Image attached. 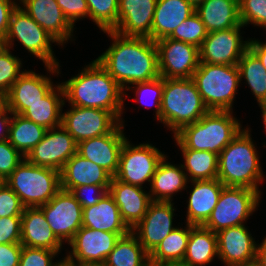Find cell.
I'll return each mask as SVG.
<instances>
[{
    "label": "cell",
    "instance_id": "cell-1",
    "mask_svg": "<svg viewBox=\"0 0 266 266\" xmlns=\"http://www.w3.org/2000/svg\"><path fill=\"white\" fill-rule=\"evenodd\" d=\"M104 33L113 42L96 60L124 91L129 85L160 76L155 41L146 37L124 36L114 30Z\"/></svg>",
    "mask_w": 266,
    "mask_h": 266
},
{
    "label": "cell",
    "instance_id": "cell-2",
    "mask_svg": "<svg viewBox=\"0 0 266 266\" xmlns=\"http://www.w3.org/2000/svg\"><path fill=\"white\" fill-rule=\"evenodd\" d=\"M61 85L70 105L108 110L124 125L121 117L127 92L96 59Z\"/></svg>",
    "mask_w": 266,
    "mask_h": 266
},
{
    "label": "cell",
    "instance_id": "cell-3",
    "mask_svg": "<svg viewBox=\"0 0 266 266\" xmlns=\"http://www.w3.org/2000/svg\"><path fill=\"white\" fill-rule=\"evenodd\" d=\"M249 127L242 131L219 153L217 179L224 186L257 190L264 174Z\"/></svg>",
    "mask_w": 266,
    "mask_h": 266
},
{
    "label": "cell",
    "instance_id": "cell-4",
    "mask_svg": "<svg viewBox=\"0 0 266 266\" xmlns=\"http://www.w3.org/2000/svg\"><path fill=\"white\" fill-rule=\"evenodd\" d=\"M233 111H208L173 136L180 149L210 151L217 155L242 131Z\"/></svg>",
    "mask_w": 266,
    "mask_h": 266
},
{
    "label": "cell",
    "instance_id": "cell-5",
    "mask_svg": "<svg viewBox=\"0 0 266 266\" xmlns=\"http://www.w3.org/2000/svg\"><path fill=\"white\" fill-rule=\"evenodd\" d=\"M208 111L192 78H164L160 122L167 130L175 134Z\"/></svg>",
    "mask_w": 266,
    "mask_h": 266
},
{
    "label": "cell",
    "instance_id": "cell-6",
    "mask_svg": "<svg viewBox=\"0 0 266 266\" xmlns=\"http://www.w3.org/2000/svg\"><path fill=\"white\" fill-rule=\"evenodd\" d=\"M192 79L209 111H233L241 83L237 65L199 63Z\"/></svg>",
    "mask_w": 266,
    "mask_h": 266
},
{
    "label": "cell",
    "instance_id": "cell-7",
    "mask_svg": "<svg viewBox=\"0 0 266 266\" xmlns=\"http://www.w3.org/2000/svg\"><path fill=\"white\" fill-rule=\"evenodd\" d=\"M24 207H40L61 189L60 171L33 165L26 158L4 181Z\"/></svg>",
    "mask_w": 266,
    "mask_h": 266
},
{
    "label": "cell",
    "instance_id": "cell-8",
    "mask_svg": "<svg viewBox=\"0 0 266 266\" xmlns=\"http://www.w3.org/2000/svg\"><path fill=\"white\" fill-rule=\"evenodd\" d=\"M15 39L23 45L28 53L43 61L46 71H49L48 73L56 76L61 73V66L55 57L52 43L61 45L36 23L20 5H17L12 11L6 33V42L10 50L13 48Z\"/></svg>",
    "mask_w": 266,
    "mask_h": 266
},
{
    "label": "cell",
    "instance_id": "cell-9",
    "mask_svg": "<svg viewBox=\"0 0 266 266\" xmlns=\"http://www.w3.org/2000/svg\"><path fill=\"white\" fill-rule=\"evenodd\" d=\"M260 198L257 190L224 186L217 205L203 226L217 233L225 228L246 224V220L259 207Z\"/></svg>",
    "mask_w": 266,
    "mask_h": 266
},
{
    "label": "cell",
    "instance_id": "cell-10",
    "mask_svg": "<svg viewBox=\"0 0 266 266\" xmlns=\"http://www.w3.org/2000/svg\"><path fill=\"white\" fill-rule=\"evenodd\" d=\"M127 139L121 149L119 166L115 179L119 181L143 187L145 182L151 184L153 175L166 156L153 144H131Z\"/></svg>",
    "mask_w": 266,
    "mask_h": 266
},
{
    "label": "cell",
    "instance_id": "cell-11",
    "mask_svg": "<svg viewBox=\"0 0 266 266\" xmlns=\"http://www.w3.org/2000/svg\"><path fill=\"white\" fill-rule=\"evenodd\" d=\"M128 233H112L81 227L68 243L71 251L63 258L70 265H102L117 240Z\"/></svg>",
    "mask_w": 266,
    "mask_h": 266
},
{
    "label": "cell",
    "instance_id": "cell-12",
    "mask_svg": "<svg viewBox=\"0 0 266 266\" xmlns=\"http://www.w3.org/2000/svg\"><path fill=\"white\" fill-rule=\"evenodd\" d=\"M39 208L63 244L64 241L69 243L82 227L83 208L70 191L61 188L48 203Z\"/></svg>",
    "mask_w": 266,
    "mask_h": 266
},
{
    "label": "cell",
    "instance_id": "cell-13",
    "mask_svg": "<svg viewBox=\"0 0 266 266\" xmlns=\"http://www.w3.org/2000/svg\"><path fill=\"white\" fill-rule=\"evenodd\" d=\"M120 121L108 110L77 107L62 112L61 125L74 138L75 142L91 139L110 133Z\"/></svg>",
    "mask_w": 266,
    "mask_h": 266
},
{
    "label": "cell",
    "instance_id": "cell-14",
    "mask_svg": "<svg viewBox=\"0 0 266 266\" xmlns=\"http://www.w3.org/2000/svg\"><path fill=\"white\" fill-rule=\"evenodd\" d=\"M242 27L209 32L199 48V63L237 65L249 45L241 36Z\"/></svg>",
    "mask_w": 266,
    "mask_h": 266
},
{
    "label": "cell",
    "instance_id": "cell-15",
    "mask_svg": "<svg viewBox=\"0 0 266 266\" xmlns=\"http://www.w3.org/2000/svg\"><path fill=\"white\" fill-rule=\"evenodd\" d=\"M162 78H192L199 65V48L182 41L163 38L155 41Z\"/></svg>",
    "mask_w": 266,
    "mask_h": 266
},
{
    "label": "cell",
    "instance_id": "cell-16",
    "mask_svg": "<svg viewBox=\"0 0 266 266\" xmlns=\"http://www.w3.org/2000/svg\"><path fill=\"white\" fill-rule=\"evenodd\" d=\"M77 152V143L62 126L46 131L43 139L25 157L33 165L61 171Z\"/></svg>",
    "mask_w": 266,
    "mask_h": 266
},
{
    "label": "cell",
    "instance_id": "cell-17",
    "mask_svg": "<svg viewBox=\"0 0 266 266\" xmlns=\"http://www.w3.org/2000/svg\"><path fill=\"white\" fill-rule=\"evenodd\" d=\"M173 202L152 201L143 219L131 231L150 255L177 226L173 225Z\"/></svg>",
    "mask_w": 266,
    "mask_h": 266
},
{
    "label": "cell",
    "instance_id": "cell-18",
    "mask_svg": "<svg viewBox=\"0 0 266 266\" xmlns=\"http://www.w3.org/2000/svg\"><path fill=\"white\" fill-rule=\"evenodd\" d=\"M126 140L124 125L120 122L108 134L79 142L77 153L103 167L114 177L118 170L121 149Z\"/></svg>",
    "mask_w": 266,
    "mask_h": 266
},
{
    "label": "cell",
    "instance_id": "cell-19",
    "mask_svg": "<svg viewBox=\"0 0 266 266\" xmlns=\"http://www.w3.org/2000/svg\"><path fill=\"white\" fill-rule=\"evenodd\" d=\"M243 225L222 229L216 233L218 259L225 266H241L255 262L257 243Z\"/></svg>",
    "mask_w": 266,
    "mask_h": 266
},
{
    "label": "cell",
    "instance_id": "cell-20",
    "mask_svg": "<svg viewBox=\"0 0 266 266\" xmlns=\"http://www.w3.org/2000/svg\"><path fill=\"white\" fill-rule=\"evenodd\" d=\"M20 6L36 23L62 46L72 41L74 26L65 17L56 0H19Z\"/></svg>",
    "mask_w": 266,
    "mask_h": 266
},
{
    "label": "cell",
    "instance_id": "cell-21",
    "mask_svg": "<svg viewBox=\"0 0 266 266\" xmlns=\"http://www.w3.org/2000/svg\"><path fill=\"white\" fill-rule=\"evenodd\" d=\"M54 86L50 76L25 70L6 94L7 109L22 114L31 104L42 101Z\"/></svg>",
    "mask_w": 266,
    "mask_h": 266
},
{
    "label": "cell",
    "instance_id": "cell-22",
    "mask_svg": "<svg viewBox=\"0 0 266 266\" xmlns=\"http://www.w3.org/2000/svg\"><path fill=\"white\" fill-rule=\"evenodd\" d=\"M157 0H119L118 23L113 29L124 36L152 40V23Z\"/></svg>",
    "mask_w": 266,
    "mask_h": 266
},
{
    "label": "cell",
    "instance_id": "cell-23",
    "mask_svg": "<svg viewBox=\"0 0 266 266\" xmlns=\"http://www.w3.org/2000/svg\"><path fill=\"white\" fill-rule=\"evenodd\" d=\"M144 190L112 177L108 192L113 196L121 218L130 230L143 219L152 202L150 193Z\"/></svg>",
    "mask_w": 266,
    "mask_h": 266
},
{
    "label": "cell",
    "instance_id": "cell-24",
    "mask_svg": "<svg viewBox=\"0 0 266 266\" xmlns=\"http://www.w3.org/2000/svg\"><path fill=\"white\" fill-rule=\"evenodd\" d=\"M22 246L43 248L57 251L59 254L63 243L55 236L39 207H25L21 216Z\"/></svg>",
    "mask_w": 266,
    "mask_h": 266
},
{
    "label": "cell",
    "instance_id": "cell-25",
    "mask_svg": "<svg viewBox=\"0 0 266 266\" xmlns=\"http://www.w3.org/2000/svg\"><path fill=\"white\" fill-rule=\"evenodd\" d=\"M112 175L77 152L60 171L61 188L71 191L82 185L110 186Z\"/></svg>",
    "mask_w": 266,
    "mask_h": 266
},
{
    "label": "cell",
    "instance_id": "cell-26",
    "mask_svg": "<svg viewBox=\"0 0 266 266\" xmlns=\"http://www.w3.org/2000/svg\"><path fill=\"white\" fill-rule=\"evenodd\" d=\"M194 186L187 200V216L185 223L203 226L215 206L224 185L216 178L191 181Z\"/></svg>",
    "mask_w": 266,
    "mask_h": 266
},
{
    "label": "cell",
    "instance_id": "cell-27",
    "mask_svg": "<svg viewBox=\"0 0 266 266\" xmlns=\"http://www.w3.org/2000/svg\"><path fill=\"white\" fill-rule=\"evenodd\" d=\"M82 226L112 233L131 231L122 220L119 208L109 192L97 204L83 208Z\"/></svg>",
    "mask_w": 266,
    "mask_h": 266
},
{
    "label": "cell",
    "instance_id": "cell-28",
    "mask_svg": "<svg viewBox=\"0 0 266 266\" xmlns=\"http://www.w3.org/2000/svg\"><path fill=\"white\" fill-rule=\"evenodd\" d=\"M195 8L187 0H157L152 23V40L169 37Z\"/></svg>",
    "mask_w": 266,
    "mask_h": 266
},
{
    "label": "cell",
    "instance_id": "cell-29",
    "mask_svg": "<svg viewBox=\"0 0 266 266\" xmlns=\"http://www.w3.org/2000/svg\"><path fill=\"white\" fill-rule=\"evenodd\" d=\"M189 182L181 164L167 162V155L159 163L150 186V197L152 201L172 202L173 194L187 188Z\"/></svg>",
    "mask_w": 266,
    "mask_h": 266
},
{
    "label": "cell",
    "instance_id": "cell-30",
    "mask_svg": "<svg viewBox=\"0 0 266 266\" xmlns=\"http://www.w3.org/2000/svg\"><path fill=\"white\" fill-rule=\"evenodd\" d=\"M195 11L208 33L241 25L239 0H205Z\"/></svg>",
    "mask_w": 266,
    "mask_h": 266
},
{
    "label": "cell",
    "instance_id": "cell-31",
    "mask_svg": "<svg viewBox=\"0 0 266 266\" xmlns=\"http://www.w3.org/2000/svg\"><path fill=\"white\" fill-rule=\"evenodd\" d=\"M64 90L58 83L42 101L31 104L21 115L49 130L61 125Z\"/></svg>",
    "mask_w": 266,
    "mask_h": 266
},
{
    "label": "cell",
    "instance_id": "cell-32",
    "mask_svg": "<svg viewBox=\"0 0 266 266\" xmlns=\"http://www.w3.org/2000/svg\"><path fill=\"white\" fill-rule=\"evenodd\" d=\"M218 256L217 235L204 226H193L187 242L183 263L191 266H206Z\"/></svg>",
    "mask_w": 266,
    "mask_h": 266
},
{
    "label": "cell",
    "instance_id": "cell-33",
    "mask_svg": "<svg viewBox=\"0 0 266 266\" xmlns=\"http://www.w3.org/2000/svg\"><path fill=\"white\" fill-rule=\"evenodd\" d=\"M194 225L186 223L185 228L176 227L149 255L150 266H161L171 262H183L187 250L190 230Z\"/></svg>",
    "mask_w": 266,
    "mask_h": 266
},
{
    "label": "cell",
    "instance_id": "cell-34",
    "mask_svg": "<svg viewBox=\"0 0 266 266\" xmlns=\"http://www.w3.org/2000/svg\"><path fill=\"white\" fill-rule=\"evenodd\" d=\"M102 266H150L149 254L130 231L117 240Z\"/></svg>",
    "mask_w": 266,
    "mask_h": 266
},
{
    "label": "cell",
    "instance_id": "cell-35",
    "mask_svg": "<svg viewBox=\"0 0 266 266\" xmlns=\"http://www.w3.org/2000/svg\"><path fill=\"white\" fill-rule=\"evenodd\" d=\"M9 126V143L24 157L43 139L47 129L27 119L21 114L12 113Z\"/></svg>",
    "mask_w": 266,
    "mask_h": 266
},
{
    "label": "cell",
    "instance_id": "cell-36",
    "mask_svg": "<svg viewBox=\"0 0 266 266\" xmlns=\"http://www.w3.org/2000/svg\"><path fill=\"white\" fill-rule=\"evenodd\" d=\"M184 163L181 164L189 181L216 179L218 155L210 151L180 149Z\"/></svg>",
    "mask_w": 266,
    "mask_h": 266
},
{
    "label": "cell",
    "instance_id": "cell-37",
    "mask_svg": "<svg viewBox=\"0 0 266 266\" xmlns=\"http://www.w3.org/2000/svg\"><path fill=\"white\" fill-rule=\"evenodd\" d=\"M237 66L240 81L245 79L257 103H259L266 95V69L249 48L241 56Z\"/></svg>",
    "mask_w": 266,
    "mask_h": 266
},
{
    "label": "cell",
    "instance_id": "cell-38",
    "mask_svg": "<svg viewBox=\"0 0 266 266\" xmlns=\"http://www.w3.org/2000/svg\"><path fill=\"white\" fill-rule=\"evenodd\" d=\"M89 18L104 31L113 30L118 23L119 0H86Z\"/></svg>",
    "mask_w": 266,
    "mask_h": 266
},
{
    "label": "cell",
    "instance_id": "cell-39",
    "mask_svg": "<svg viewBox=\"0 0 266 266\" xmlns=\"http://www.w3.org/2000/svg\"><path fill=\"white\" fill-rule=\"evenodd\" d=\"M163 89H164V78L159 76L156 79L150 81L134 83L132 84V86L127 87L125 91L135 90L134 93L135 95H137L136 96L137 98L133 100L136 101L137 103H145L146 107L148 106L151 107L153 104H155L156 107L155 118L160 122ZM144 98L146 102L144 101Z\"/></svg>",
    "mask_w": 266,
    "mask_h": 266
},
{
    "label": "cell",
    "instance_id": "cell-40",
    "mask_svg": "<svg viewBox=\"0 0 266 266\" xmlns=\"http://www.w3.org/2000/svg\"><path fill=\"white\" fill-rule=\"evenodd\" d=\"M207 34L205 24L195 12L184 20L168 38L192 44L200 48Z\"/></svg>",
    "mask_w": 266,
    "mask_h": 266
},
{
    "label": "cell",
    "instance_id": "cell-41",
    "mask_svg": "<svg viewBox=\"0 0 266 266\" xmlns=\"http://www.w3.org/2000/svg\"><path fill=\"white\" fill-rule=\"evenodd\" d=\"M22 61L8 48L0 54V92L7 94L13 83L25 72Z\"/></svg>",
    "mask_w": 266,
    "mask_h": 266
},
{
    "label": "cell",
    "instance_id": "cell-42",
    "mask_svg": "<svg viewBox=\"0 0 266 266\" xmlns=\"http://www.w3.org/2000/svg\"><path fill=\"white\" fill-rule=\"evenodd\" d=\"M241 24L263 27L266 24V0H239Z\"/></svg>",
    "mask_w": 266,
    "mask_h": 266
},
{
    "label": "cell",
    "instance_id": "cell-43",
    "mask_svg": "<svg viewBox=\"0 0 266 266\" xmlns=\"http://www.w3.org/2000/svg\"><path fill=\"white\" fill-rule=\"evenodd\" d=\"M57 251L22 246L19 266H59L62 259L54 261Z\"/></svg>",
    "mask_w": 266,
    "mask_h": 266
},
{
    "label": "cell",
    "instance_id": "cell-44",
    "mask_svg": "<svg viewBox=\"0 0 266 266\" xmlns=\"http://www.w3.org/2000/svg\"><path fill=\"white\" fill-rule=\"evenodd\" d=\"M24 158L8 139L0 141V179L4 182Z\"/></svg>",
    "mask_w": 266,
    "mask_h": 266
},
{
    "label": "cell",
    "instance_id": "cell-45",
    "mask_svg": "<svg viewBox=\"0 0 266 266\" xmlns=\"http://www.w3.org/2000/svg\"><path fill=\"white\" fill-rule=\"evenodd\" d=\"M24 208L14 191L2 182L0 184V218L22 216Z\"/></svg>",
    "mask_w": 266,
    "mask_h": 266
},
{
    "label": "cell",
    "instance_id": "cell-46",
    "mask_svg": "<svg viewBox=\"0 0 266 266\" xmlns=\"http://www.w3.org/2000/svg\"><path fill=\"white\" fill-rule=\"evenodd\" d=\"M108 190L109 186L82 185L73 188L70 192L74 195L82 208H87L97 204Z\"/></svg>",
    "mask_w": 266,
    "mask_h": 266
},
{
    "label": "cell",
    "instance_id": "cell-47",
    "mask_svg": "<svg viewBox=\"0 0 266 266\" xmlns=\"http://www.w3.org/2000/svg\"><path fill=\"white\" fill-rule=\"evenodd\" d=\"M21 216L0 218V244L20 243Z\"/></svg>",
    "mask_w": 266,
    "mask_h": 266
},
{
    "label": "cell",
    "instance_id": "cell-48",
    "mask_svg": "<svg viewBox=\"0 0 266 266\" xmlns=\"http://www.w3.org/2000/svg\"><path fill=\"white\" fill-rule=\"evenodd\" d=\"M68 21L75 26L77 20L89 17L86 0H56Z\"/></svg>",
    "mask_w": 266,
    "mask_h": 266
},
{
    "label": "cell",
    "instance_id": "cell-49",
    "mask_svg": "<svg viewBox=\"0 0 266 266\" xmlns=\"http://www.w3.org/2000/svg\"><path fill=\"white\" fill-rule=\"evenodd\" d=\"M21 243L0 244V266H19Z\"/></svg>",
    "mask_w": 266,
    "mask_h": 266
},
{
    "label": "cell",
    "instance_id": "cell-50",
    "mask_svg": "<svg viewBox=\"0 0 266 266\" xmlns=\"http://www.w3.org/2000/svg\"><path fill=\"white\" fill-rule=\"evenodd\" d=\"M17 5L16 0H0V35L6 37L11 13Z\"/></svg>",
    "mask_w": 266,
    "mask_h": 266
},
{
    "label": "cell",
    "instance_id": "cell-51",
    "mask_svg": "<svg viewBox=\"0 0 266 266\" xmlns=\"http://www.w3.org/2000/svg\"><path fill=\"white\" fill-rule=\"evenodd\" d=\"M248 48L258 57L263 67L266 69V41L249 39Z\"/></svg>",
    "mask_w": 266,
    "mask_h": 266
},
{
    "label": "cell",
    "instance_id": "cell-52",
    "mask_svg": "<svg viewBox=\"0 0 266 266\" xmlns=\"http://www.w3.org/2000/svg\"><path fill=\"white\" fill-rule=\"evenodd\" d=\"M8 114H10V116H8ZM11 119L12 113L8 109L0 114V141L8 139Z\"/></svg>",
    "mask_w": 266,
    "mask_h": 266
},
{
    "label": "cell",
    "instance_id": "cell-53",
    "mask_svg": "<svg viewBox=\"0 0 266 266\" xmlns=\"http://www.w3.org/2000/svg\"><path fill=\"white\" fill-rule=\"evenodd\" d=\"M255 262L259 266H266V237L263 239L262 243L257 244Z\"/></svg>",
    "mask_w": 266,
    "mask_h": 266
},
{
    "label": "cell",
    "instance_id": "cell-54",
    "mask_svg": "<svg viewBox=\"0 0 266 266\" xmlns=\"http://www.w3.org/2000/svg\"><path fill=\"white\" fill-rule=\"evenodd\" d=\"M7 109L6 94L0 92V114Z\"/></svg>",
    "mask_w": 266,
    "mask_h": 266
},
{
    "label": "cell",
    "instance_id": "cell-55",
    "mask_svg": "<svg viewBox=\"0 0 266 266\" xmlns=\"http://www.w3.org/2000/svg\"><path fill=\"white\" fill-rule=\"evenodd\" d=\"M8 49L6 37L3 35H0V54H2L5 50Z\"/></svg>",
    "mask_w": 266,
    "mask_h": 266
},
{
    "label": "cell",
    "instance_id": "cell-56",
    "mask_svg": "<svg viewBox=\"0 0 266 266\" xmlns=\"http://www.w3.org/2000/svg\"><path fill=\"white\" fill-rule=\"evenodd\" d=\"M261 112H262V119H263V123L265 126V131H266V104H258Z\"/></svg>",
    "mask_w": 266,
    "mask_h": 266
},
{
    "label": "cell",
    "instance_id": "cell-57",
    "mask_svg": "<svg viewBox=\"0 0 266 266\" xmlns=\"http://www.w3.org/2000/svg\"><path fill=\"white\" fill-rule=\"evenodd\" d=\"M195 9L201 5L205 0H187Z\"/></svg>",
    "mask_w": 266,
    "mask_h": 266
},
{
    "label": "cell",
    "instance_id": "cell-58",
    "mask_svg": "<svg viewBox=\"0 0 266 266\" xmlns=\"http://www.w3.org/2000/svg\"><path fill=\"white\" fill-rule=\"evenodd\" d=\"M161 266H191V265H188V264L183 263V262H171V263H167V264H164Z\"/></svg>",
    "mask_w": 266,
    "mask_h": 266
},
{
    "label": "cell",
    "instance_id": "cell-59",
    "mask_svg": "<svg viewBox=\"0 0 266 266\" xmlns=\"http://www.w3.org/2000/svg\"><path fill=\"white\" fill-rule=\"evenodd\" d=\"M241 266H259L256 262L250 263V264H244Z\"/></svg>",
    "mask_w": 266,
    "mask_h": 266
},
{
    "label": "cell",
    "instance_id": "cell-60",
    "mask_svg": "<svg viewBox=\"0 0 266 266\" xmlns=\"http://www.w3.org/2000/svg\"><path fill=\"white\" fill-rule=\"evenodd\" d=\"M59 266H73L68 264L67 262H65L64 260L62 261V263ZM79 266V265H78Z\"/></svg>",
    "mask_w": 266,
    "mask_h": 266
},
{
    "label": "cell",
    "instance_id": "cell-61",
    "mask_svg": "<svg viewBox=\"0 0 266 266\" xmlns=\"http://www.w3.org/2000/svg\"><path fill=\"white\" fill-rule=\"evenodd\" d=\"M258 104H266V95Z\"/></svg>",
    "mask_w": 266,
    "mask_h": 266
},
{
    "label": "cell",
    "instance_id": "cell-62",
    "mask_svg": "<svg viewBox=\"0 0 266 266\" xmlns=\"http://www.w3.org/2000/svg\"><path fill=\"white\" fill-rule=\"evenodd\" d=\"M79 266H102V265H79Z\"/></svg>",
    "mask_w": 266,
    "mask_h": 266
}]
</instances>
